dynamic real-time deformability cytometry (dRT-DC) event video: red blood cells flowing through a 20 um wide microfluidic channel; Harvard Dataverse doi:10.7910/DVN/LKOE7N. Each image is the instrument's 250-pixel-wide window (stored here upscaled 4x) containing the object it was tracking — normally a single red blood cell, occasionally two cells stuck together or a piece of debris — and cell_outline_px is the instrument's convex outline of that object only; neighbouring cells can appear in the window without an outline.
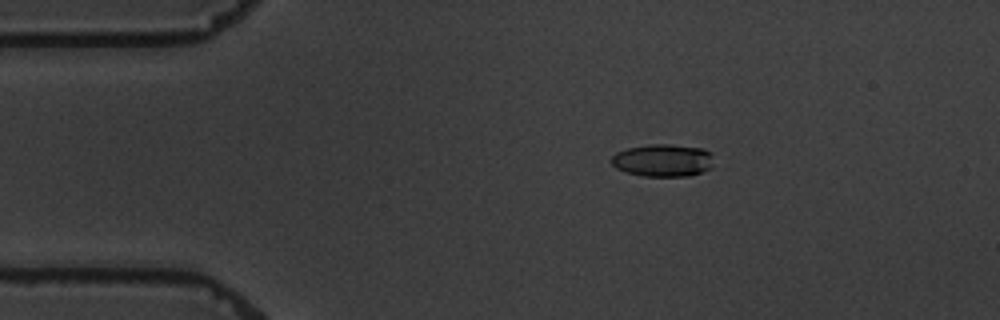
{"species": "common noctule bat (a hibernating species)", "species_latin": "Nyctalus noctula", "temperature_condition": "warm", "stored_images_in_passage": 6, "camera_frame_rate_fps": 3000, "um_per_image_px": 0.085, "animal": {"sex": "male", "body_mass_g": 19.5, "forearm_length_mm": 54.6}, "frame": {"image": 1, "passage_image": 3, "time_ms": 2.333, "image_size_px": [1000, 320], "cell_outline_px": [[712, 168], [688, 176], [640, 176], [616, 168], [608, 160], [616, 152], [628, 148], [652, 144], [668, 144], [704, 148], [712, 152]], "centroid_in_image_um": [56.35, 13.62], "position_along_channel_um": 28.7, "area_um2": 19.54}}
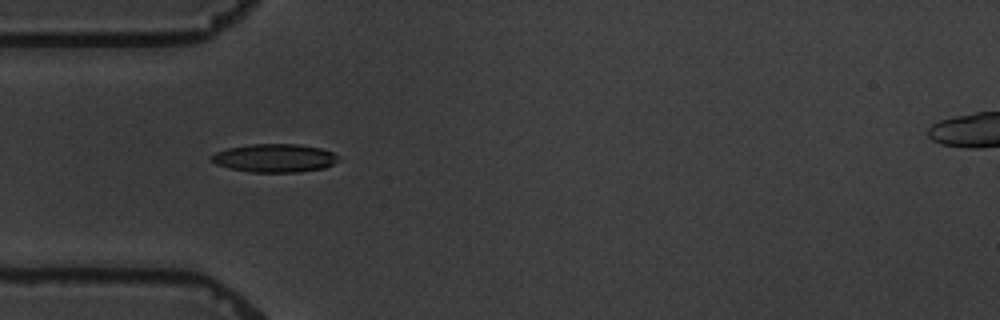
{"frame": {"image": 2, "passage_image": 5, "time_ms": 4.667, "image_size_px": [1000, 320], "cell_outline_px": [[340, 160], [324, 168], [296, 172], [252, 172], [232, 168], [216, 164], [212, 160], [212, 156], [216, 152], [228, 148], [248, 144], [296, 144], [320, 148], [332, 152], [340, 156]], "centroid_in_image_um": [23.38, 13.43], "position_along_channel_um": 61.6, "area_um2": 20.75}}
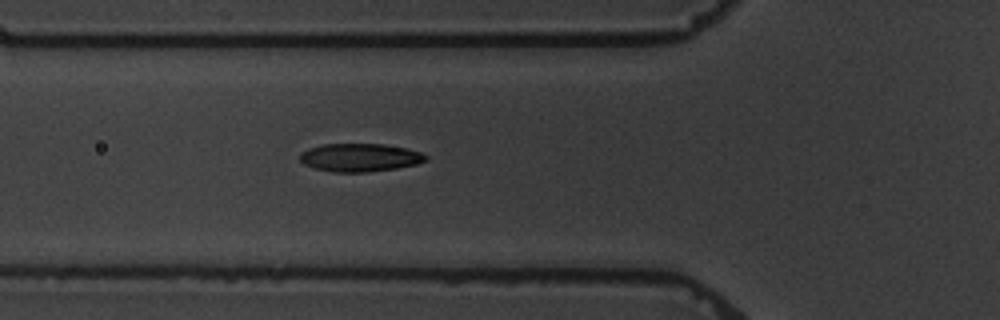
{"frame": {"image": 3, "passage_image": 6, "time_ms": 5.667, "image_size_px": [1000, 320], "cell_outline_px": [[428, 160], [416, 164], [396, 168], [364, 172], [332, 172], [316, 168], [304, 164], [300, 160], [300, 152], [308, 148], [324, 144], [384, 144], [404, 148], [420, 152], [428, 156]], "centroid_in_image_um": [30.58, 13.38], "position_along_channel_um": 95.2, "area_um2": 20.52}}